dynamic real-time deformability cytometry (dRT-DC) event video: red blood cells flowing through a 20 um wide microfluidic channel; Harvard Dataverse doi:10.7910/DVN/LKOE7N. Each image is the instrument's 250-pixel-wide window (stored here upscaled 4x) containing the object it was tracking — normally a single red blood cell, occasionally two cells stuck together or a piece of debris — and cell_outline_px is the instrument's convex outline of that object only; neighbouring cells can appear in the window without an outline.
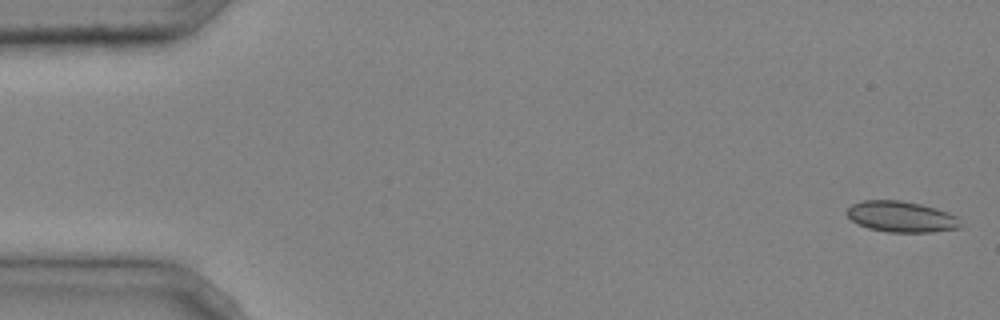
{"species": "common noctule bat (a hibernating species)", "species_latin": "Nyctalus noctula", "temperature_condition": "cold", "stored_images_in_passage": 5, "camera_frame_rate_fps": 3000, "um_per_image_px": 0.085, "animal": {"sex": "male", "body_mass_g": 20.4}, "frame": {"image": 1, "passage_image": 1, "time_ms": 0.0, "image_size_px": [1000, 320], "cell_outline_px": [[960, 228], [932, 232], [888, 232], [868, 228], [852, 220], [844, 212], [852, 204], [864, 200], [900, 200], [920, 204], [936, 208], [948, 212], [956, 216], [960, 224]], "centroid_in_image_um": [76.59, 18.41], "position_along_channel_um": 8.4, "area_um2": 20.4}}
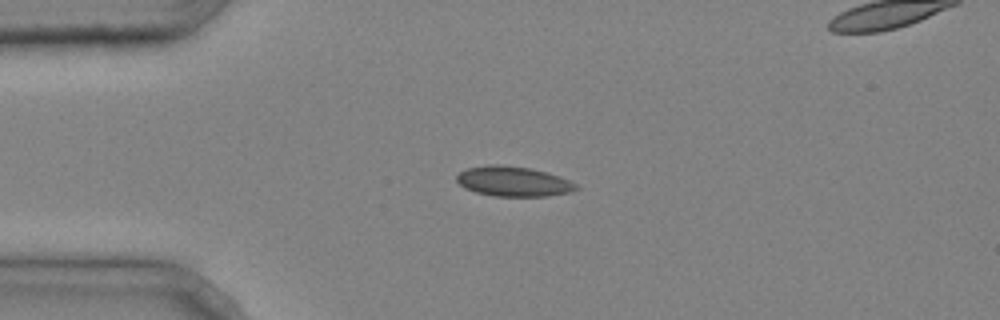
{"frame": {"image": 2, "passage_image": 3, "time_ms": 0.667, "image_size_px": [1000, 320], "cell_outline_px": [[580, 188], [572, 192], [548, 196], [492, 196], [476, 192], [460, 184], [456, 180], [456, 176], [460, 172], [468, 168], [488, 164], [500, 164], [532, 168], [548, 172], [560, 176], [576, 184]], "centroid_in_image_um": [43.67, 15.41], "position_along_channel_um": 41.3, "area_um2": 20.98}}